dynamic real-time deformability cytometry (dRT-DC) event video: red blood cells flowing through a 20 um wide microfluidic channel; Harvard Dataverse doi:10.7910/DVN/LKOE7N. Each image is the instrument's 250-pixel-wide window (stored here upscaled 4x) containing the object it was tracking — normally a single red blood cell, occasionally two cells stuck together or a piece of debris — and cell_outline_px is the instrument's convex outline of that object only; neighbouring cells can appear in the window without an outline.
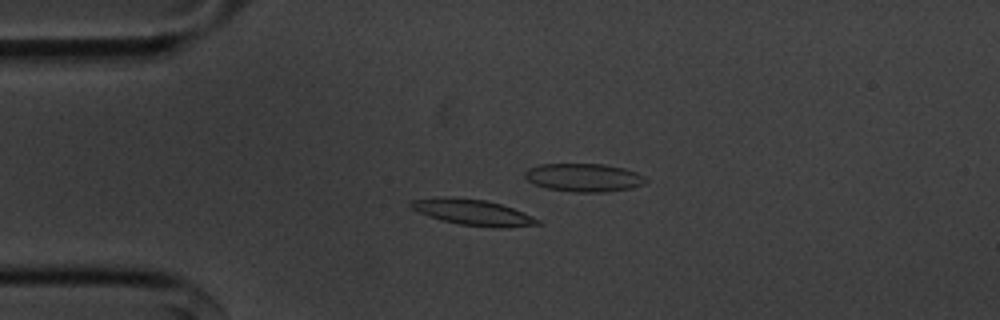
{"species": "common noctule bat (a hibernating species)", "species_latin": "Nyctalus noctula", "temperature_condition": "cold", "stored_images_in_passage": 49, "camera_frame_rate_fps": 3000, "um_per_image_px": 0.085, "animal": {"sex": "male", "body_mass_g": 20.1, "forearm_length_mm": 53.5}, "frame": {"image": 1, "passage_image": 7, "time_ms": 2.0, "image_size_px": [1000, 320], "cell_outline_px": [[540, 224], [508, 228], [500, 228], [460, 224], [440, 220], [428, 216], [412, 208], [408, 204], [408, 200], [436, 196], [484, 200], [500, 204], [524, 212], [540, 220]], "centroid_in_image_um": [40.16, 18.04], "position_along_channel_um": 44.8, "area_um2": 19.07}}
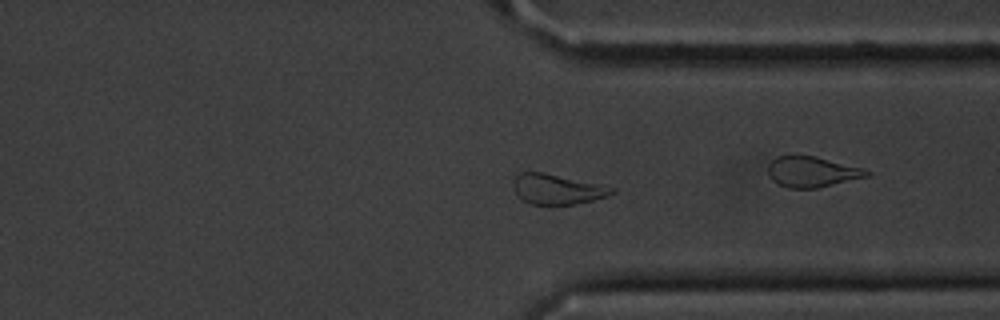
{"frame": {"image": 2, "passage_image": 35, "time_ms": 11.333, "image_size_px": [1000, 320], "cell_outline_px": [[616, 192], [608, 196], [576, 204], [528, 204], [516, 192], [512, 184], [512, 180], [520, 172], [544, 172], [604, 184], [616, 188]], "centroid_in_image_um": [47.41, 16.06], "position_along_channel_um": 364.0, "area_um2": 17.51}}
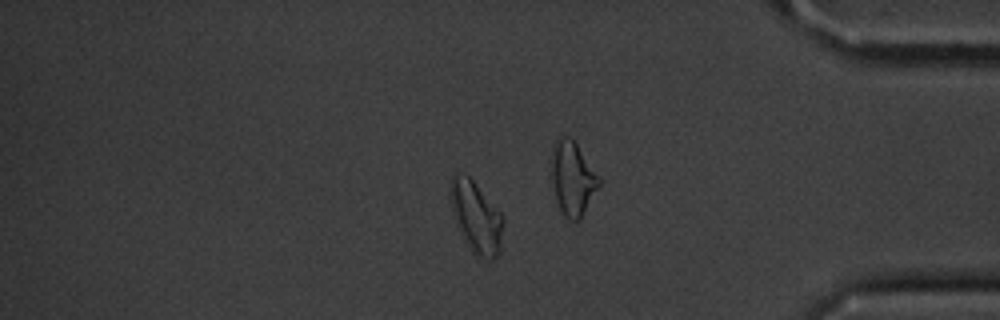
{"frame": {"image": 3, "passage_image": 40, "time_ms": 13.0, "image_size_px": [1000, 320], "cell_outline_px": [[504, 220], [500, 252], [492, 260], [488, 260], [472, 252], [464, 240], [456, 224], [452, 208], [452, 176], [456, 172], [464, 172], [472, 180], [504, 216]], "centroid_in_image_um": [40.51, 18.48], "position_along_channel_um": 394.7, "area_um2": 21.68}, "authors_computed_cell_mechanics": {"area_um2": 18.4382, "velocity_mm_per_s": 3.6072, "shape_relaxation_time_tau1_ms": 2.456, "shape_relaxation_time_tau2_ms": null, "deformation_change_tau1": 0.1113, "deformation_change_tau2": null}}